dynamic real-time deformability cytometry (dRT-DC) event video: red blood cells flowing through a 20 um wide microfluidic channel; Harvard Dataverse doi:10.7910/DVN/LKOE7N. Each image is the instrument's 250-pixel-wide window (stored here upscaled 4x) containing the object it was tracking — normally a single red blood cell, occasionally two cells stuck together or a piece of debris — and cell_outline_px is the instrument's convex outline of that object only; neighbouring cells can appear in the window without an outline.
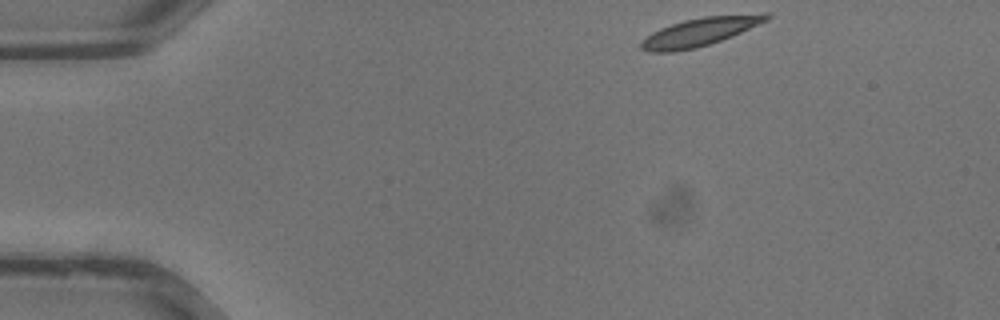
{"species": "common noctule bat (a hibernating species)", "species_latin": "Nyctalus noctula", "temperature_condition": "warm", "stored_images_in_passage": 31, "camera_frame_rate_fps": 3000, "um_per_image_px": 0.085, "animal": {"sex": "male", "body_mass_g": 13.3}, "frame": {"image": 1, "passage_image": 1, "time_ms": 0.0, "image_size_px": [1000, 320], "cell_outline_px": [[772, 16], [768, 20], [732, 36], [696, 48], [676, 52], [648, 52], [640, 48], [640, 44], [652, 32], [660, 28], [684, 20], [704, 16], [764, 12], [768, 12]], "centroid_in_image_um": [59.54, 2.69], "position_along_channel_um": 25.5, "area_um2": 20.75}}
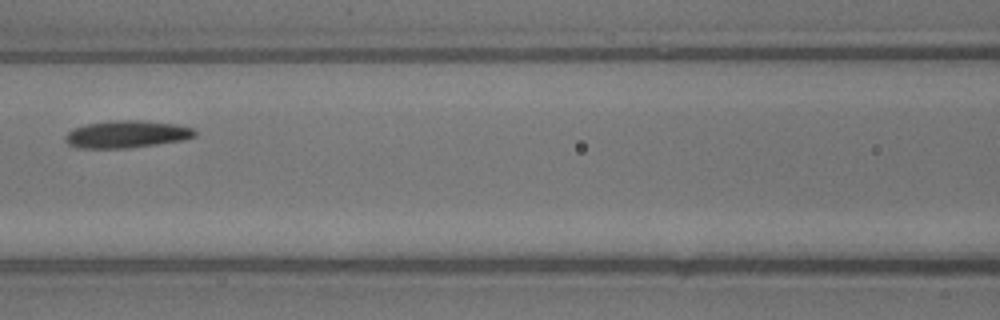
{"frame": {"image": 2, "passage_image": 12, "time_ms": 3.667, "image_size_px": [1000, 320], "cell_outline_px": [[196, 136], [184, 140], [128, 148], [80, 148], [68, 144], [64, 140], [64, 136], [72, 128], [88, 124], [112, 120], [144, 120], [176, 124], [196, 128]], "centroid_in_image_um": [10.79, 11.4], "position_along_channel_um": 155.8, "area_um2": 20.81}}
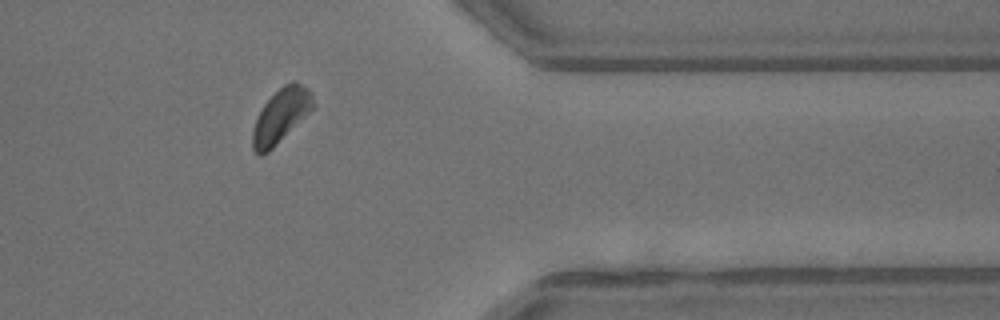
{"frame": {"image": 3, "passage_image": 25, "time_ms": 8.0, "image_size_px": [1000, 320], "cell_outline_px": [[316, 104], [268, 152], [260, 156], [252, 148], [252, 128], [264, 104], [284, 84], [292, 80], [296, 80], [308, 88]], "centroid_in_image_um": [23.86, 9.81], "position_along_channel_um": 387.5, "area_um2": 18.55}}